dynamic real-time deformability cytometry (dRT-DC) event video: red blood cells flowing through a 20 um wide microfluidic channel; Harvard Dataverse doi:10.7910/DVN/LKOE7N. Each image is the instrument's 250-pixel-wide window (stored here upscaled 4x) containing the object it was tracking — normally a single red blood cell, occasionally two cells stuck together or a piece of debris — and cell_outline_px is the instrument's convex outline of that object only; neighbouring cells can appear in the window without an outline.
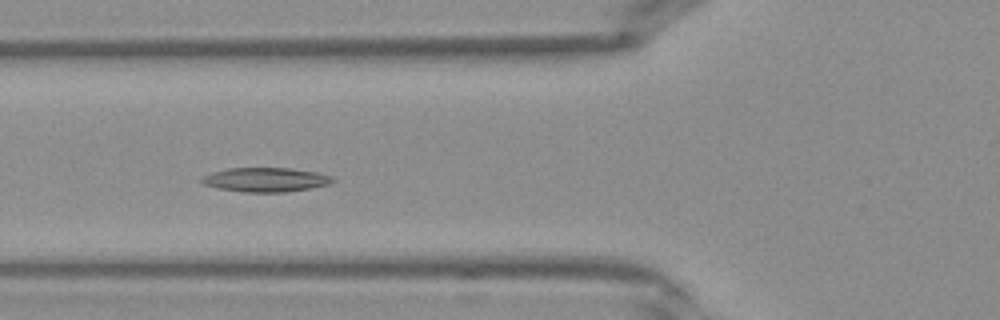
{"species": "Egyptian fruit bat (a non-hibernating species)", "species_latin": "Rousettus aegyptiacus", "temperature_condition": "warm", "stored_images_in_passage": 41, "camera_frame_rate_fps": 3000, "um_per_image_px": 0.085, "frame": {"image": 1, "passage_image": 15, "time_ms": 4.667, "image_size_px": [1000, 320], "cell_outline_px": [[336, 180], [332, 184], [284, 192], [244, 192], [216, 188], [204, 184], [200, 180], [200, 176], [212, 172], [228, 168], [288, 168], [320, 172], [332, 176]], "centroid_in_image_um": [22.58, 15.27], "position_along_channel_um": 103.2, "area_um2": 18.67}}
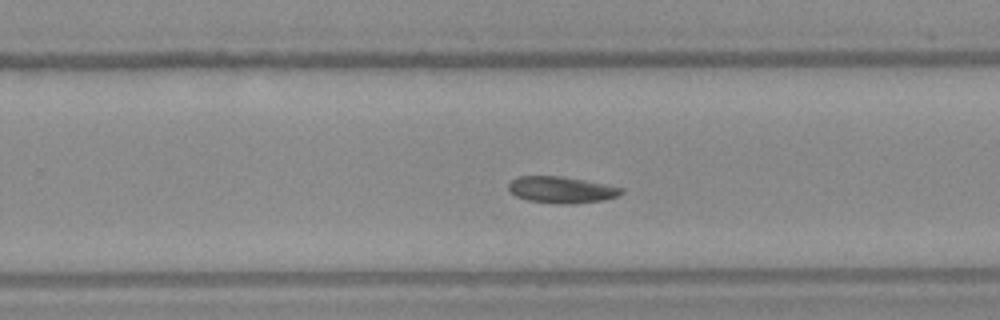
{"frame": {"image": 2, "passage_image": 26, "time_ms": 8.333, "image_size_px": [1000, 320], "cell_outline_px": [[624, 192], [616, 196], [604, 200], [572, 204], [556, 204], [528, 200], [516, 196], [508, 188], [508, 184], [516, 176], [564, 176], [624, 188]], "centroid_in_image_um": [47.72, 16.13], "position_along_channel_um": 282.1, "area_um2": 17.46}}
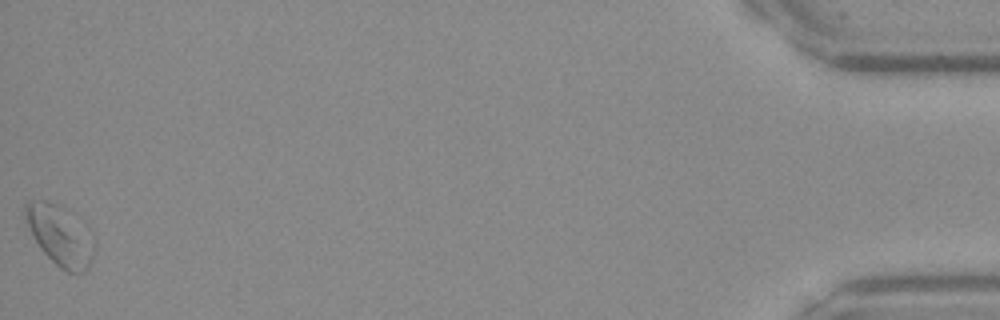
{"frame": {"image": 3, "passage_image": 41, "time_ms": 13.333, "image_size_px": [1000, 320], "cell_outline_px": [[96, 248], [88, 268], [84, 272], [68, 272], [60, 268], [40, 248], [24, 216], [24, 204], [28, 200], [48, 200], [60, 204], [68, 208], [84, 220], [88, 224], [96, 236]], "centroid_in_image_um": [5.21, 19.94], "position_along_channel_um": 430.0, "area_um2": 25.26}}